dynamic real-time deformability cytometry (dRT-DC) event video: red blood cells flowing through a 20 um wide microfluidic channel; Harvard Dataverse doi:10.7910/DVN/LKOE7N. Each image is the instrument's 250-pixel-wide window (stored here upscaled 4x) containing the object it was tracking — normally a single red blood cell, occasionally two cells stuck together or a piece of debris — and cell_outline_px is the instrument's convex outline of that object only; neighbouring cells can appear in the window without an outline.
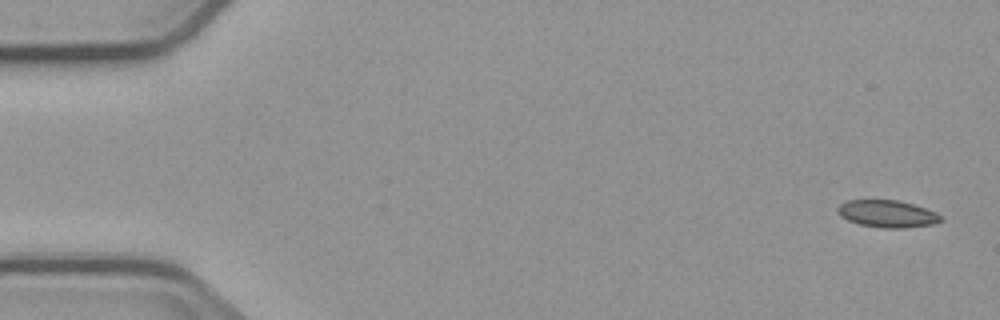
{"species": "common noctule bat (a hibernating species)", "species_latin": "Nyctalus noctula", "temperature_condition": "cold", "stored_images_in_passage": 5, "camera_frame_rate_fps": 3000, "um_per_image_px": 0.085, "animal": {"sex": "male", "body_mass_g": 23.1, "forearm_length_mm": 52.7}, "frame": {"image": 1, "passage_image": 1, "time_ms": 0.0, "image_size_px": [1000, 320], "cell_outline_px": [[944, 220], [932, 224], [904, 228], [884, 228], [860, 224], [848, 220], [840, 216], [836, 212], [836, 208], [840, 204], [848, 200], [896, 200], [912, 204], [936, 212]], "centroid_in_image_um": [75.39, 18.17], "position_along_channel_um": 9.6, "area_um2": 16.24}}
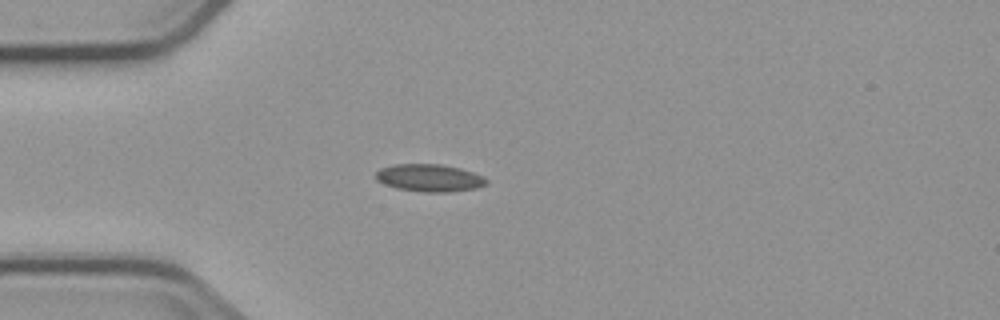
{"frame": {"image": 2, "passage_image": 4, "time_ms": 4.333, "image_size_px": [1000, 320], "cell_outline_px": [[488, 184], [476, 188], [448, 192], [424, 192], [396, 188], [384, 184], [376, 180], [376, 172], [380, 168], [392, 164], [440, 164], [460, 168], [484, 176], [488, 180]], "centroid_in_image_um": [36.5, 15.12], "position_along_channel_um": 48.5, "area_um2": 17.8}}